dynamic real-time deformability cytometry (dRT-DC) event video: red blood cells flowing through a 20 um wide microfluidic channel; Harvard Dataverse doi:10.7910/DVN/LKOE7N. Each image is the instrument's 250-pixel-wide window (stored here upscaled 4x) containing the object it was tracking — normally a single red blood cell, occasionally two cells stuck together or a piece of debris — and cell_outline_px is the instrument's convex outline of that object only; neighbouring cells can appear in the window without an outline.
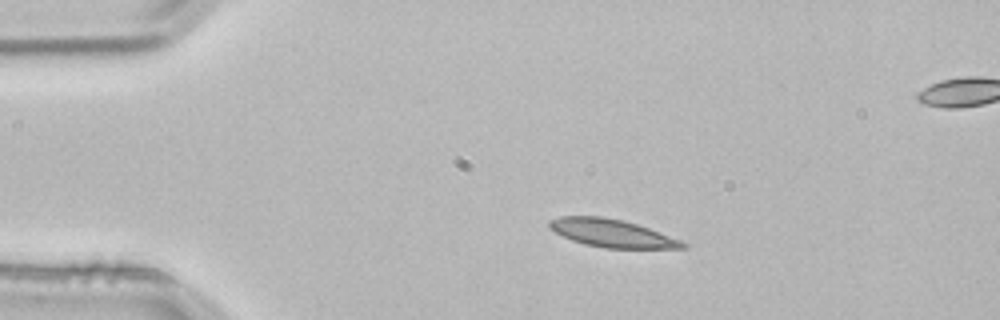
{"species": "common noctule bat (a hibernating species)", "species_latin": "Nyctalus noctula", "temperature_condition": "room temperature", "stored_images_in_passage": 2, "segment_of_instrument_passage": [1, 2], "camera_frame_rate_fps": 3000, "um_per_image_px": 0.085, "animal": {"sex": "male", "body_mass_g": 21.5, "forearm_length_mm": 52.0}, "frame": {"image": 1, "passage_image": 1, "time_ms": 0.0, "image_size_px": [1000, 320], "cell_outline_px": [[688, 248], [604, 248], [584, 244], [572, 240], [548, 228], [548, 220], [560, 216], [600, 216], [624, 220], [648, 228], [680, 240], [688, 244]], "centroid_in_image_um": [51.98, 19.82], "position_along_channel_um": 33.0, "area_um2": 21.56}}